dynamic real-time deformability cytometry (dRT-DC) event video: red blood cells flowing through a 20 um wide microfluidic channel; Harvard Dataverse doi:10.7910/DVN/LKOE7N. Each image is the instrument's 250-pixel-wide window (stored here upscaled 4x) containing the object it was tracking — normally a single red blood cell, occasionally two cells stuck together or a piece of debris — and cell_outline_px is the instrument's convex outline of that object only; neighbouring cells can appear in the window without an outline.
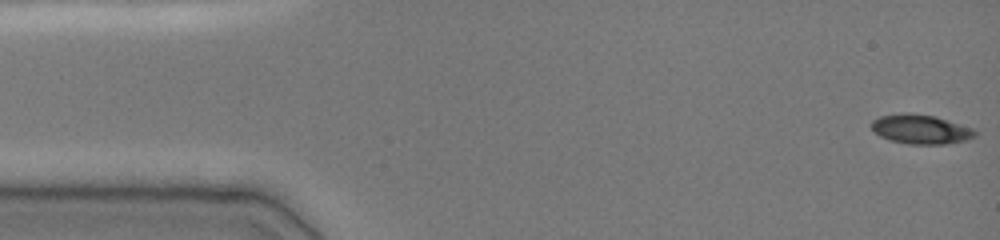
{"species": "common noctule bat (a hibernating species)", "species_latin": "Nyctalus noctula", "temperature_condition": "cold", "stored_images_in_passage": 49, "camera_frame_rate_fps": 3000, "um_per_image_px": 0.085, "animal": {"sex": "female", "body_mass_g": 19.0, "forearm_length_mm": 51.5}, "frame": {"image": 1, "passage_image": 1, "time_ms": 0.0, "image_size_px": [1000, 240], "cell_outline_px": [[976, 136], [964, 140], [944, 144], [912, 144], [892, 140], [880, 136], [872, 128], [872, 120], [880, 116], [904, 112], [908, 112], [936, 116], [972, 128], [976, 132]], "centroid_in_image_um": [78.26, 10.96], "position_along_channel_um": 6.7, "area_um2": 17.51}}
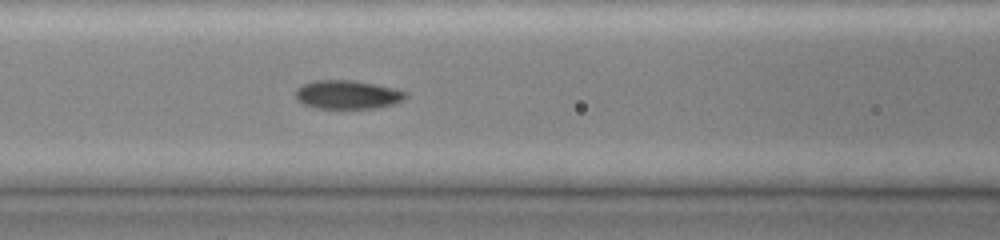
{"frame": {"image": 2, "passage_image": 27, "time_ms": 6.333, "image_size_px": [1000, 240], "cell_outline_px": [[408, 96], [404, 100], [392, 104], [376, 108], [316, 108], [304, 104], [296, 100], [296, 88], [312, 80], [352, 80], [392, 88], [408, 92]], "centroid_in_image_um": [29.52, 8.04], "position_along_channel_um": 137.1, "area_um2": 18.32}}
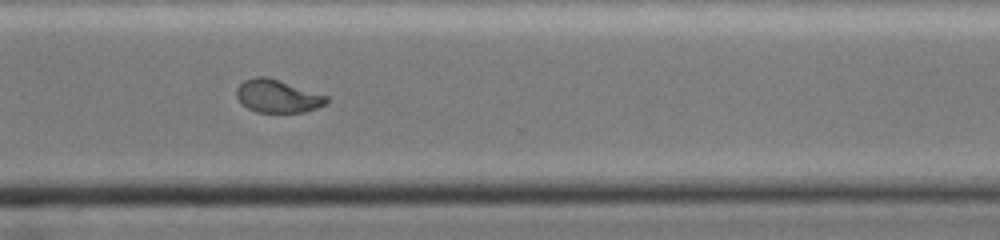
{"frame": {"image": 3, "passage_image": 48, "time_ms": 11.667, "image_size_px": [1000, 240], "cell_outline_px": [[328, 100], [324, 104], [316, 108], [304, 112], [256, 112], [248, 108], [236, 96], [236, 88], [244, 80], [256, 76], [268, 76], [328, 96]], "centroid_in_image_um": [23.58, 8.16], "position_along_channel_um": 347.0, "area_um2": 17.17}}